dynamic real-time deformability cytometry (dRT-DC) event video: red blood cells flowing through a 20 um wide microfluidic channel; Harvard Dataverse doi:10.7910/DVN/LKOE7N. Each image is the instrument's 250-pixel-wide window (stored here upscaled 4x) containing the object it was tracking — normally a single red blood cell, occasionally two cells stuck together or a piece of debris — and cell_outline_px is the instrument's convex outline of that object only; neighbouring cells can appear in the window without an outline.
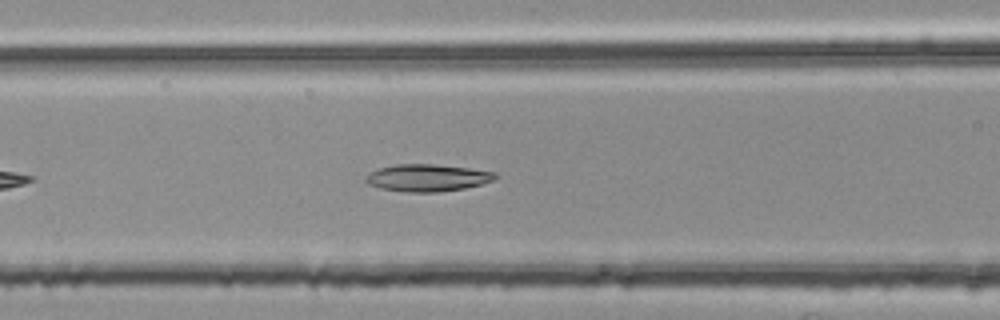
{"species": "common noctule bat (a hibernating species)", "species_latin": "Nyctalus noctula", "temperature_condition": "room temperature", "stored_images_in_passage": 36, "camera_frame_rate_fps": 3000, "um_per_image_px": 0.085, "animal": {"sex": "female", "body_mass_g": 25.1}, "frame": {"image": 1, "passage_image": 10, "time_ms": 3.0, "image_size_px": [1000, 320], "cell_outline_px": [[500, 176], [492, 180], [480, 184], [464, 188], [436, 192], [404, 192], [380, 188], [368, 184], [364, 180], [364, 176], [380, 168], [396, 164], [432, 164], [468, 168], [496, 172]], "centroid_in_image_um": [36.31, 15.11], "position_along_channel_um": 130.3, "area_um2": 20.4}}
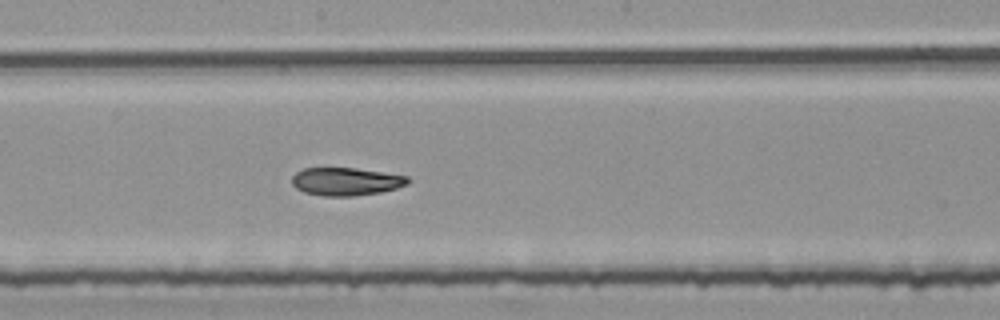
{"frame": {"image": 2, "passage_image": 17, "time_ms": 5.333, "image_size_px": [1000, 320], "cell_outline_px": [[412, 180], [408, 184], [396, 188], [380, 192], [352, 196], [324, 196], [304, 192], [296, 188], [292, 184], [292, 176], [296, 172], [304, 168], [352, 168], [408, 176]], "centroid_in_image_um": [29.4, 15.43], "position_along_channel_um": 218.8, "area_um2": 18.79}}
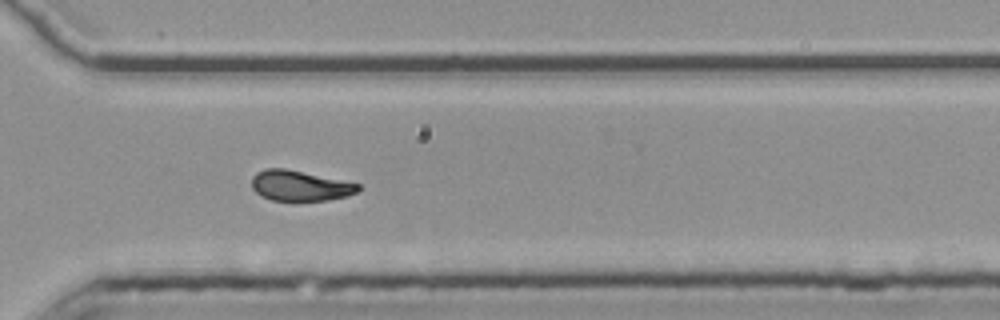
{"frame": {"image": 3, "passage_image": 27, "time_ms": 8.667, "image_size_px": [1000, 320], "cell_outline_px": [[360, 188], [356, 192], [348, 196], [328, 200], [296, 204], [272, 200], [260, 196], [252, 188], [252, 176], [256, 172], [264, 168], [284, 168], [360, 184]], "centroid_in_image_um": [25.45, 15.84], "position_along_channel_um": 345.1, "area_um2": 19.54}, "authors_computed_cell_mechanics": {"area_um2": 20.0855, "velocity_mm_per_s": 3.7984, "shape_relaxation_time_tau1_ms": 6.5902, "shape_relaxation_time_tau2_ms": 7.2527, "deformation_change_tau1": 0.2068, "deformation_change_tau2": 0.1413}}